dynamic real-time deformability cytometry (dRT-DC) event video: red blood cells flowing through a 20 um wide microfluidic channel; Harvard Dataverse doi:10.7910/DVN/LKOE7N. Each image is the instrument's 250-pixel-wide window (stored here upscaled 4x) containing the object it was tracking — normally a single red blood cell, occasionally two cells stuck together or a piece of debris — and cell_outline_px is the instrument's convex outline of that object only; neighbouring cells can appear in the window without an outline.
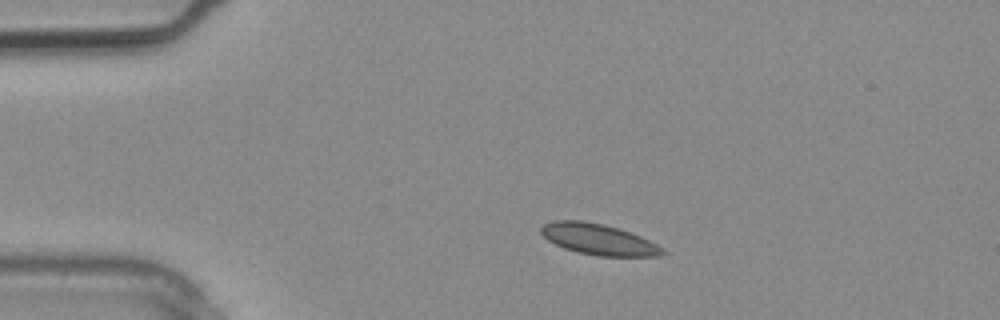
{"species": "common noctule bat (a hibernating species)", "species_latin": "Nyctalus noctula", "temperature_condition": "warm", "stored_images_in_passage": 4, "camera_frame_rate_fps": 3000, "um_per_image_px": 0.085, "animal": {"sex": "male", "body_mass_g": 20.4}, "frame": {"image": 1, "passage_image": 3, "time_ms": 0.667, "image_size_px": [1000, 320], "cell_outline_px": [[668, 252], [660, 256], [596, 256], [576, 252], [564, 248], [548, 240], [540, 232], [540, 228], [544, 224], [552, 220], [580, 220], [604, 224], [620, 228], [640, 236], [664, 248]], "centroid_in_image_um": [50.88, 20.34], "position_along_channel_um": 34.1, "area_um2": 22.08}}